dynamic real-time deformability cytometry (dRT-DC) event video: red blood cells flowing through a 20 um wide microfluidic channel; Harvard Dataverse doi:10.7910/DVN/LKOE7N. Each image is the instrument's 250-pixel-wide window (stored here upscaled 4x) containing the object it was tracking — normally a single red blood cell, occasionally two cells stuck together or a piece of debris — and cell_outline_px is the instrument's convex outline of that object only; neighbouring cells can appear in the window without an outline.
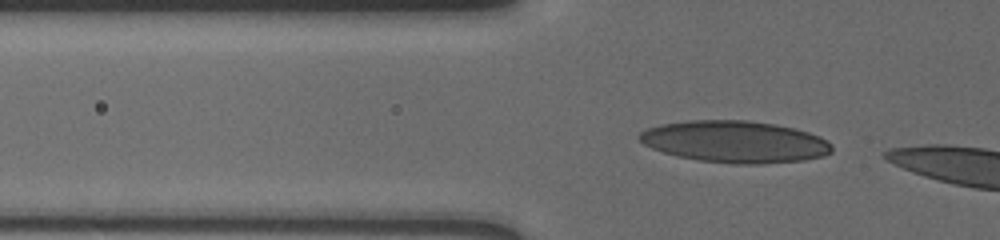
{"species": "human", "species_latin": "Homo sapiens", "temperature_condition": "cold", "stored_images_in_passage": 5, "camera_frame_rate_fps": 3000, "um_per_image_px": 0.085, "donor": {"sex": "male"}, "frame": {"image": 1, "passage_image": 2, "time_ms": 0.333, "image_size_px": [1000, 240], "cell_outline_px": [[832, 152], [824, 156], [804, 160], [760, 164], [736, 164], [700, 160], [676, 156], [652, 148], [644, 144], [636, 136], [640, 132], [648, 128], [660, 124], [688, 120], [748, 120], [776, 124], [808, 132], [820, 136], [832, 144]], "centroid_in_image_um": [62.47, 12.04], "position_along_channel_um": 63.3, "area_um2": 47.05}}